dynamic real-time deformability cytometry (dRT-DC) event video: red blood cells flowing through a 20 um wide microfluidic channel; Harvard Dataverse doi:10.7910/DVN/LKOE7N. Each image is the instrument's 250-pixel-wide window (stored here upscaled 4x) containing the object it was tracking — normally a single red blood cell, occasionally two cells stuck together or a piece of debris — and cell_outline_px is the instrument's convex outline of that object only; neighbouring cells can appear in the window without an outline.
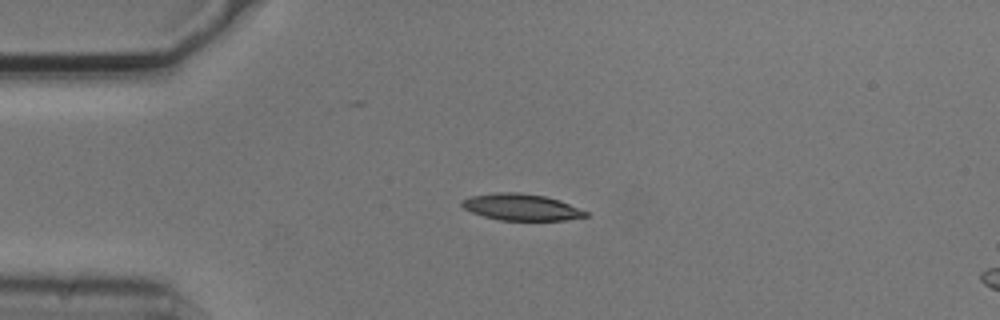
{"species": "common noctule bat (a hibernating species)", "species_latin": "Nyctalus noctula", "temperature_condition": "cold", "stored_images_in_passage": 4, "camera_frame_rate_fps": 3000, "um_per_image_px": 0.085, "animal": {"sex": "male", "body_mass_g": 20.5, "forearm_length_mm": 52.5}, "frame": {"image": 1, "passage_image": 2, "time_ms": 0.333, "image_size_px": [1000, 320], "cell_outline_px": [[588, 216], [564, 220], [500, 220], [484, 216], [472, 212], [464, 208], [460, 204], [460, 200], [472, 196], [496, 192], [520, 192], [544, 196], [560, 200], [588, 212]], "centroid_in_image_um": [44.29, 17.6], "position_along_channel_um": 40.7, "area_um2": 19.07}}